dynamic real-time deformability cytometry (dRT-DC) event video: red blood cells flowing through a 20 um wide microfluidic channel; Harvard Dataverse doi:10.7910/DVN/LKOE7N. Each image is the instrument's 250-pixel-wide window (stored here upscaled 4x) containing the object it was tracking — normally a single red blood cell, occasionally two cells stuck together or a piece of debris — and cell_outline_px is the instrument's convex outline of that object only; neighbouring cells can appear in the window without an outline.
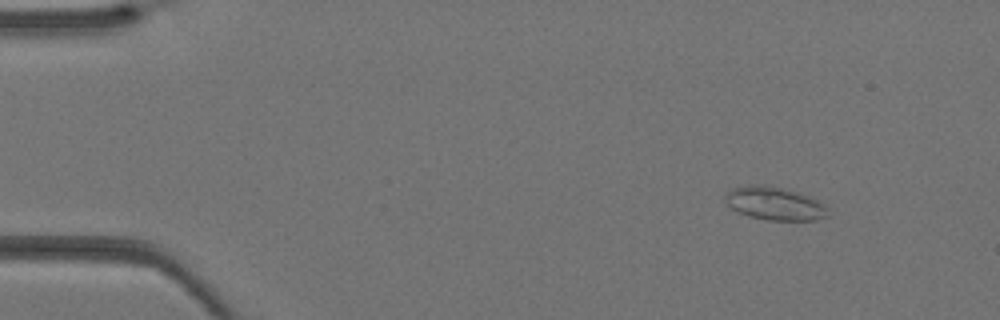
{"species": "Egyptian fruit bat (a non-hibernating species)", "species_latin": "Rousettus aegyptiacus", "temperature_condition": "warm", "stored_images_in_passage": 41, "camera_frame_rate_fps": 3000, "um_per_image_px": 0.085, "animal": {"sex": "female"}, "frame": {"image": 1, "passage_image": 4, "time_ms": 1.0, "image_size_px": [1000, 320], "cell_outline_px": [[828, 216], [816, 220], [768, 220], [748, 216], [732, 208], [724, 200], [724, 196], [732, 188], [752, 184], [764, 184], [800, 192], [816, 200], [824, 208]], "centroid_in_image_um": [65.79, 17.28], "position_along_channel_um": 19.2, "area_um2": 19.59}}
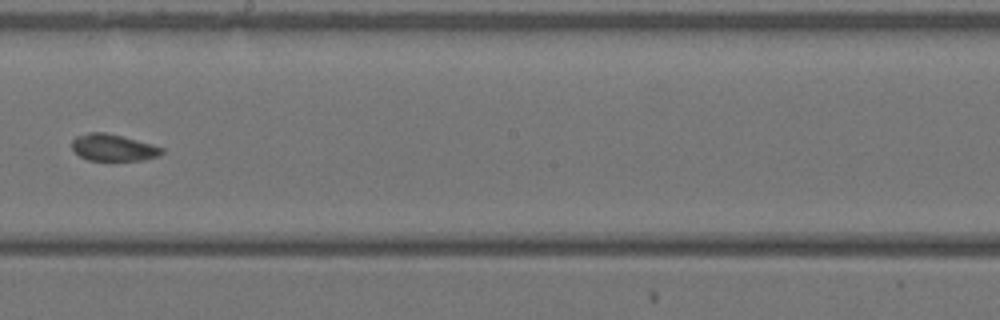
{"frame": {"image": 2, "passage_image": 23, "time_ms": 7.333, "image_size_px": [1000, 320], "cell_outline_px": [[164, 152], [160, 156], [144, 160], [88, 160], [80, 156], [72, 148], [72, 140], [76, 136], [88, 132], [104, 132], [120, 136], [164, 148]], "centroid_in_image_um": [9.62, 12.55], "position_along_channel_um": 238.6, "area_um2": 13.87}}
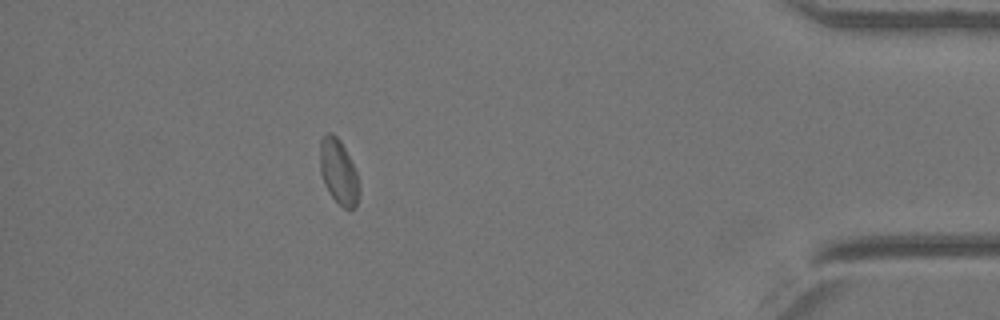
{"frame": {"image": 3, "passage_image": 36, "time_ms": 11.667, "image_size_px": [1000, 320], "cell_outline_px": [[360, 188], [356, 204], [352, 208], [344, 208], [332, 196], [324, 184], [320, 172], [320, 140], [328, 132], [332, 132], [340, 140], [360, 180]], "centroid_in_image_um": [28.77, 14.59], "position_along_channel_um": 406.4, "area_um2": 14.62}}